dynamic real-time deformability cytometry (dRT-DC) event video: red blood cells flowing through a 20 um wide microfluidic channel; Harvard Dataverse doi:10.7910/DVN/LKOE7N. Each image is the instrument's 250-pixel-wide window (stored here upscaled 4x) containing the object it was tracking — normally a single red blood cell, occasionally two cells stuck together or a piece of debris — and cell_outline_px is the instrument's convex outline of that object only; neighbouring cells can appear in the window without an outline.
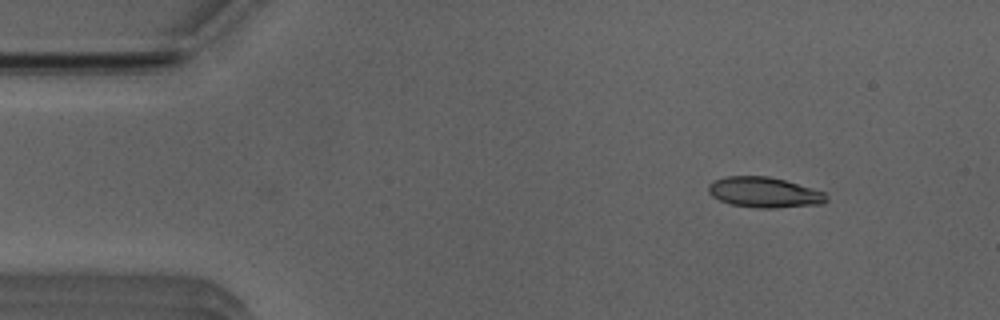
{"species": "Egyptian fruit bat (a non-hibernating species)", "species_latin": "Rousettus aegyptiacus", "temperature_condition": "room temperature", "stored_images_in_passage": 2, "camera_frame_rate_fps": 3000, "um_per_image_px": 0.085, "animal": {"sex": "male"}, "frame": {"image": 1, "passage_image": 2, "time_ms": 0.333, "image_size_px": [1000, 320], "cell_outline_px": [[828, 200], [824, 204], [776, 208], [760, 208], [732, 204], [720, 200], [712, 196], [708, 192], [708, 184], [712, 180], [728, 176], [768, 176], [784, 180], [824, 192], [828, 196]], "centroid_in_image_um": [64.96, 16.35], "position_along_channel_um": 20.0, "area_um2": 20.92}}